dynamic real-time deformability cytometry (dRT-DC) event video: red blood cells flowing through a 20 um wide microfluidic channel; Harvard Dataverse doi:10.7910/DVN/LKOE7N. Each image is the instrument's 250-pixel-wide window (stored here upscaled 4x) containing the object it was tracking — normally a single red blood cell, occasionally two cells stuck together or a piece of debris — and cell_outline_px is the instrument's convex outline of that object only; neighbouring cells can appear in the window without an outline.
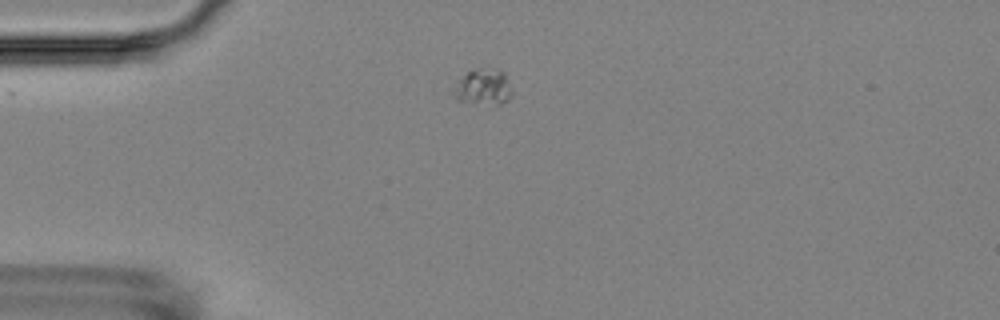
{"species": "Egyptian fruit bat (a non-hibernating species)", "species_latin": "Rousettus aegyptiacus", "temperature_condition": "room temperature", "stored_images_in_passage": 8, "camera_frame_rate_fps": 3000, "um_per_image_px": 0.085, "animal": {"sex": "female"}, "frame": {"image": 1, "passage_image": 1, "time_ms": 0.0, "image_size_px": [1000, 320], "cell_outline_px": [[512, 96], [508, 100], [500, 104], [460, 104], [448, 92], [448, 88], [460, 76], [472, 68], [500, 68], [504, 72], [512, 92]], "centroid_in_image_um": [40.93, 7.41], "position_along_channel_um": 44.1, "area_um2": 13.41}}
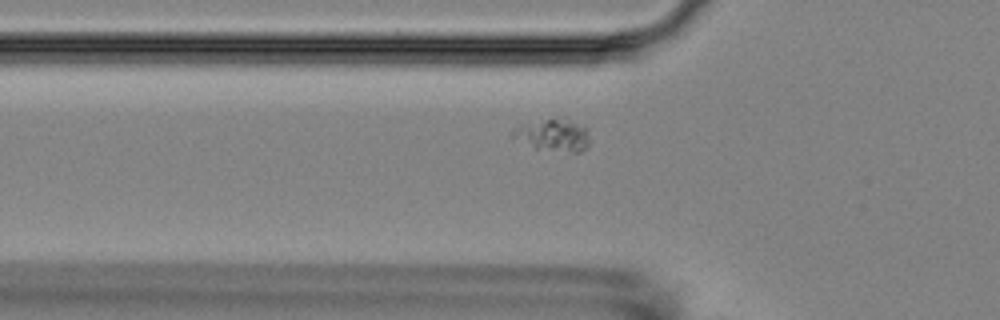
{"frame": {"image": 2, "passage_image": 7, "time_ms": 1.667, "image_size_px": [1000, 320], "cell_outline_px": [[588, 144], [580, 152], [572, 152], [536, 148], [512, 136], [512, 132], [520, 124], [548, 120], [556, 120], [588, 128]], "centroid_in_image_um": [47.01, 11.53], "position_along_channel_um": 78.8, "area_um2": 13.29}}